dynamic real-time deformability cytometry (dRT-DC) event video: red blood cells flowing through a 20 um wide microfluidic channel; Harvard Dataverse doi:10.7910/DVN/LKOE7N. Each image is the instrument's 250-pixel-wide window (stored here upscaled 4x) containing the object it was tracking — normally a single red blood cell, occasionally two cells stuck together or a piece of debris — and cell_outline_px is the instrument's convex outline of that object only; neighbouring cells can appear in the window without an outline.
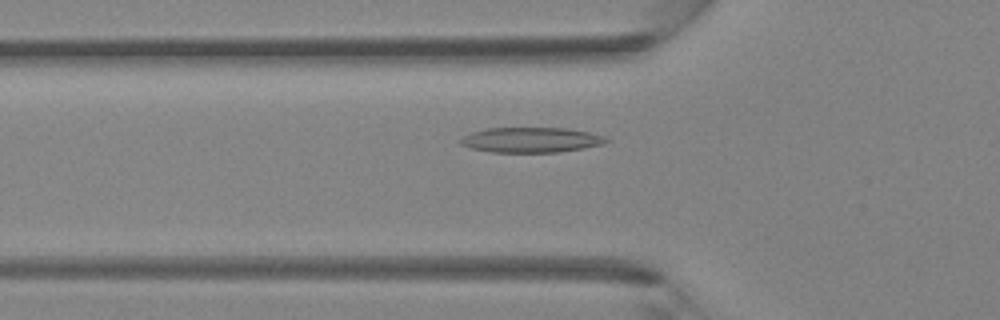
{"species": "Egyptian fruit bat (a non-hibernating species)", "species_latin": "Rousettus aegyptiacus", "temperature_condition": "room temperature", "stored_images_in_passage": 28, "camera_frame_rate_fps": 3000, "um_per_image_px": 0.085, "animal": {"sex": "female"}, "frame": {"image": 1, "passage_image": 7, "time_ms": 2.0, "image_size_px": [1000, 320], "cell_outline_px": [[612, 140], [600, 144], [584, 148], [560, 152], [492, 152], [472, 148], [460, 144], [460, 140], [464, 136], [472, 132], [488, 128], [568, 128], [588, 132], [604, 136]], "centroid_in_image_um": [45.16, 11.89], "position_along_channel_um": 80.6, "area_um2": 21.21}}
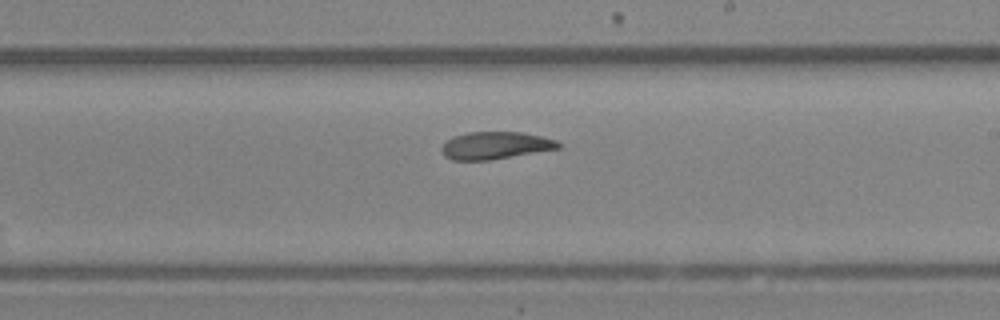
{"frame": {"image": 2, "passage_image": 18, "time_ms": 5.667, "image_size_px": [1000, 320], "cell_outline_px": [[560, 148], [488, 160], [452, 160], [444, 156], [440, 148], [452, 136], [468, 132], [520, 132], [540, 136], [556, 140], [560, 144]], "centroid_in_image_um": [42.06, 12.36], "position_along_channel_um": 246.9, "area_um2": 18.44}}
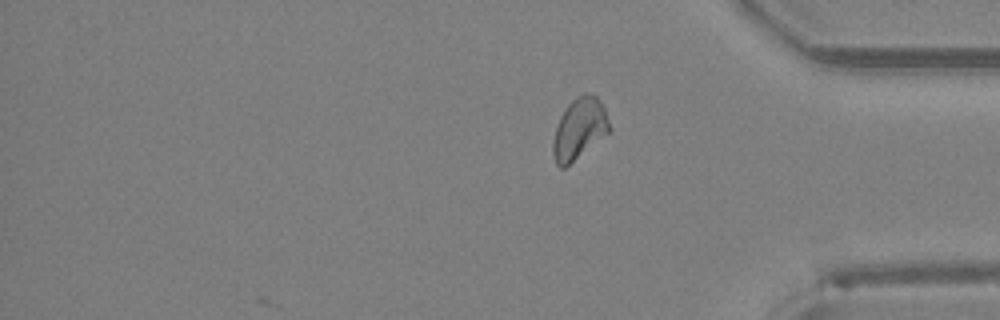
{"frame": {"image": 3, "passage_image": 28, "time_ms": 9.0, "image_size_px": [1000, 320], "cell_outline_px": [[612, 132], [564, 168], [560, 168], [556, 164], [552, 152], [552, 144], [556, 128], [560, 116], [568, 104], [572, 100], [584, 92], [596, 96], [600, 100], [604, 108], [612, 128]], "centroid_in_image_um": [49.27, 10.96], "position_along_channel_um": 385.9, "area_um2": 20.35}}